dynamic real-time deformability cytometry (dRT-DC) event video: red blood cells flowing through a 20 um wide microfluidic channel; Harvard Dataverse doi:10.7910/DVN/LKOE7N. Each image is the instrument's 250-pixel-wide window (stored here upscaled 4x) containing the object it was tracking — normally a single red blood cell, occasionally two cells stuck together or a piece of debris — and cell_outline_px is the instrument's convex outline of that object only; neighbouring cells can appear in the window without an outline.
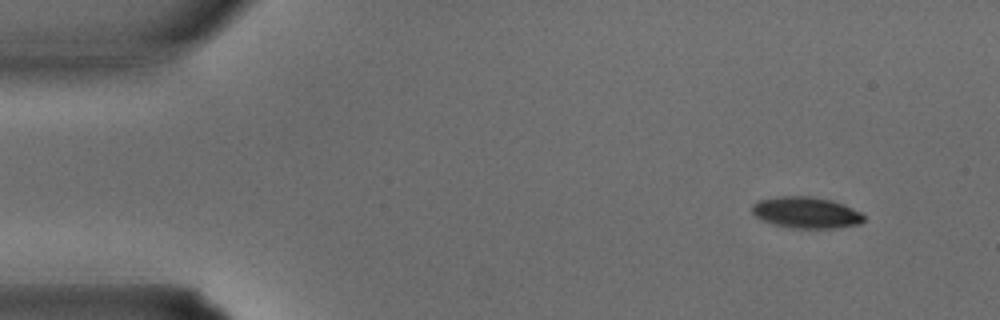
{"species": "common noctule bat (a hibernating species)", "species_latin": "Nyctalus noctula", "temperature_condition": "warm", "stored_images_in_passage": 7, "camera_frame_rate_fps": 3000, "um_per_image_px": 0.085, "animal": {"sex": "male", "body_mass_g": 15.6}, "frame": {"image": 1, "passage_image": 1, "time_ms": 0.0, "image_size_px": [1000, 320], "cell_outline_px": [[864, 220], [860, 224], [836, 228], [792, 228], [760, 220], [752, 212], [752, 204], [756, 200], [776, 196], [812, 196], [832, 200], [844, 204], [860, 212], [864, 216]], "centroid_in_image_um": [68.5, 18.05], "position_along_channel_um": 16.5, "area_um2": 20.58}}